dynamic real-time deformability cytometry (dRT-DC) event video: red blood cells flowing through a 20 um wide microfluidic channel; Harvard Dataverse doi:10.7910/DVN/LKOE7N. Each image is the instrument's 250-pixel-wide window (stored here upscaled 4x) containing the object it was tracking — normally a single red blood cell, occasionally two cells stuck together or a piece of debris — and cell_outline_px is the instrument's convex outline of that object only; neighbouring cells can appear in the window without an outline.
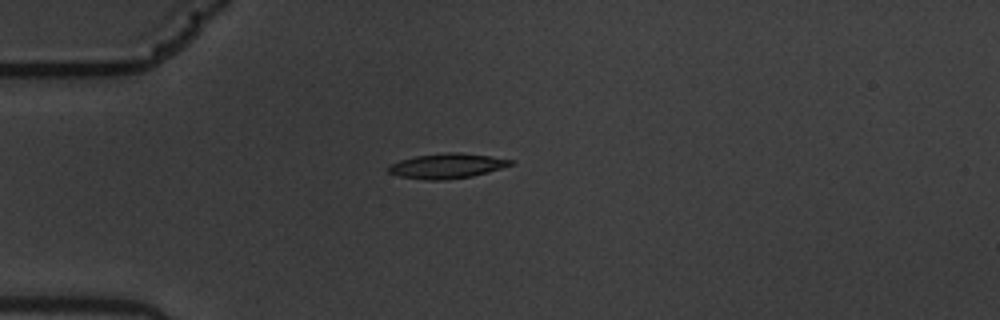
{"species": "common noctule bat (a hibernating species)", "species_latin": "Nyctalus noctula", "temperature_condition": "warm", "stored_images_in_passage": 43, "camera_frame_rate_fps": 3000, "um_per_image_px": 0.085, "animal": {"sex": "male", "body_mass_g": 19.5, "forearm_length_mm": 54.6}, "frame": {"image": 1, "passage_image": 1, "time_ms": 0.0, "image_size_px": [1000, 320], "cell_outline_px": [[512, 164], [488, 172], [472, 176], [444, 180], [428, 180], [400, 176], [388, 172], [388, 164], [400, 160], [416, 156], [444, 152], [460, 152], [488, 156], [512, 160]], "centroid_in_image_um": [37.94, 14.1], "position_along_channel_um": 47.1, "area_um2": 17.57}}
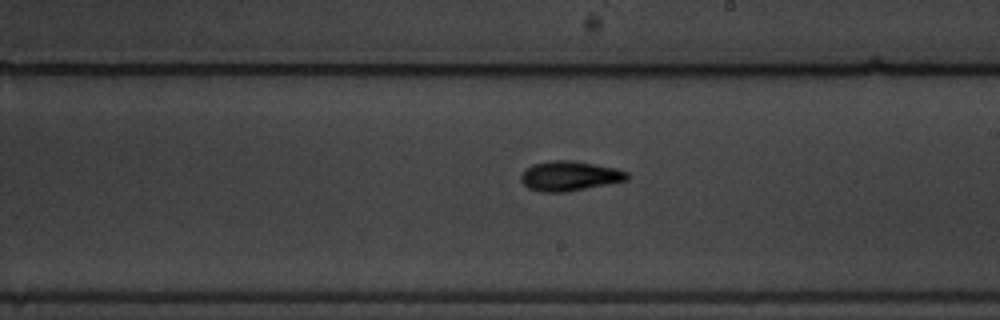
{"frame": {"image": 2, "passage_image": 19, "time_ms": 6.0, "image_size_px": [1000, 320], "cell_outline_px": [[628, 180], [568, 192], [540, 192], [528, 188], [520, 180], [520, 176], [532, 164], [552, 160], [568, 160], [616, 168], [628, 172]], "centroid_in_image_um": [48.41, 14.97], "position_along_channel_um": 240.6, "area_um2": 18.32}}
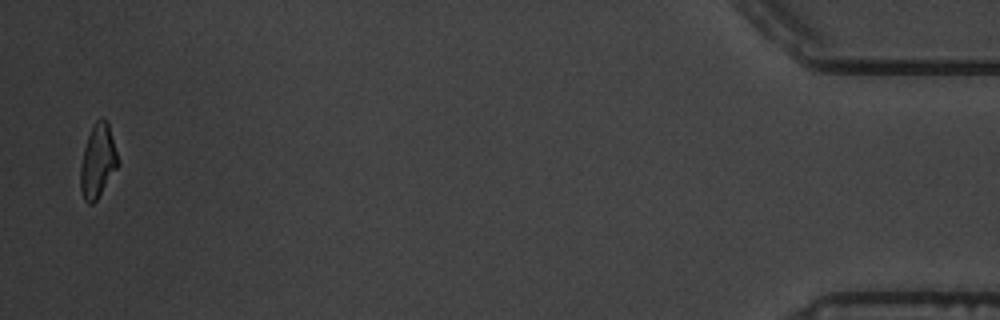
{"frame": {"image": 3, "passage_image": 42, "time_ms": 13.667, "image_size_px": [1000, 320], "cell_outline_px": [[120, 164], [96, 200], [92, 204], [88, 204], [84, 200], [80, 192], [80, 168], [84, 148], [88, 136], [96, 120], [104, 116], [108, 120], [120, 160]], "centroid_in_image_um": [8.34, 13.67], "position_along_channel_um": 426.9, "area_um2": 16.36}, "authors_computed_cell_mechanics": {"area_um2": 17.2244, "velocity_mm_per_s": 3.5405, "shape_relaxation_time_tau1_ms": 3.0398, "shape_relaxation_time_tau2_ms": 2.9973, "deformation_change_tau1": 0.1917, "deformation_change_tau2": 0.1107}}